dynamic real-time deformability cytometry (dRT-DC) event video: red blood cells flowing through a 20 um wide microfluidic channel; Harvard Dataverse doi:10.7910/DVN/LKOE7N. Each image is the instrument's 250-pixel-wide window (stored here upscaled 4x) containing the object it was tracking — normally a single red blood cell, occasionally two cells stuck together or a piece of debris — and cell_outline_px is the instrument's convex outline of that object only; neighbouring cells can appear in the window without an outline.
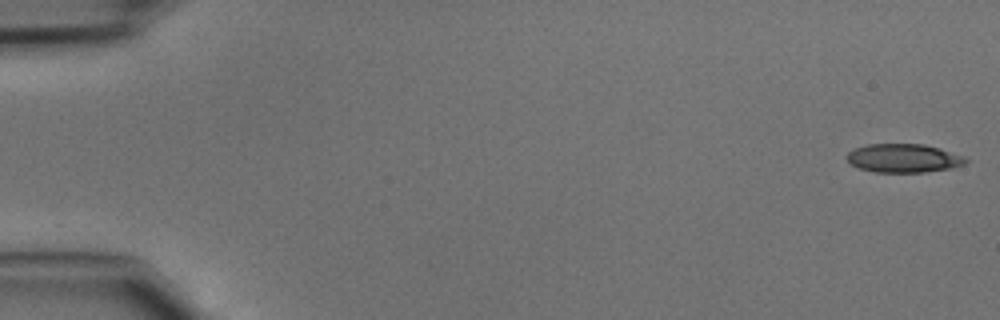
{"species": "common noctule bat (a hibernating species)", "species_latin": "Nyctalus noctula", "temperature_condition": "cold", "stored_images_in_passage": 46, "camera_frame_rate_fps": 3000, "um_per_image_px": 0.085, "animal": {"sex": "male", "body_mass_g": 15.6}, "frame": {"image": 1, "passage_image": 1, "time_ms": 0.0, "image_size_px": [1000, 320], "cell_outline_px": [[968, 160], [964, 164], [952, 168], [924, 172], [872, 172], [860, 168], [852, 164], [848, 160], [848, 152], [852, 148], [868, 144], [924, 144], [964, 156]], "centroid_in_image_um": [76.79, 13.44], "position_along_channel_um": 8.2, "area_um2": 19.71}}
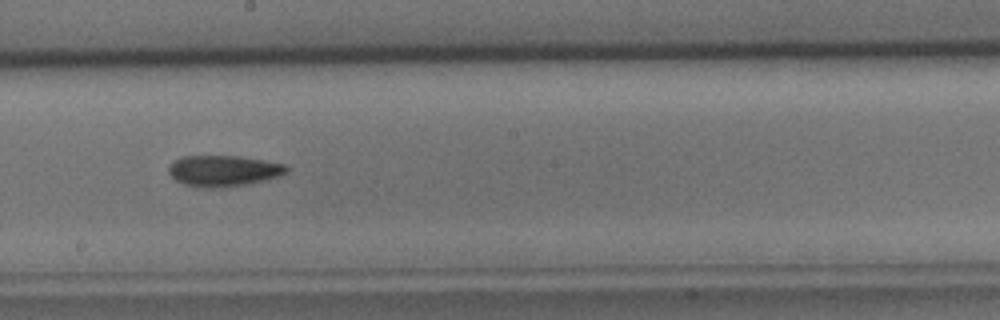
{"frame": {"image": 2, "passage_image": 26, "time_ms": 8.333, "image_size_px": [1000, 320], "cell_outline_px": [[288, 172], [280, 176], [248, 184], [212, 188], [204, 188], [184, 184], [176, 180], [168, 172], [168, 168], [172, 160], [184, 156], [240, 156], [264, 160], [284, 164], [288, 168]], "centroid_in_image_um": [18.98, 14.51], "position_along_channel_um": 229.2, "area_um2": 21.33}}
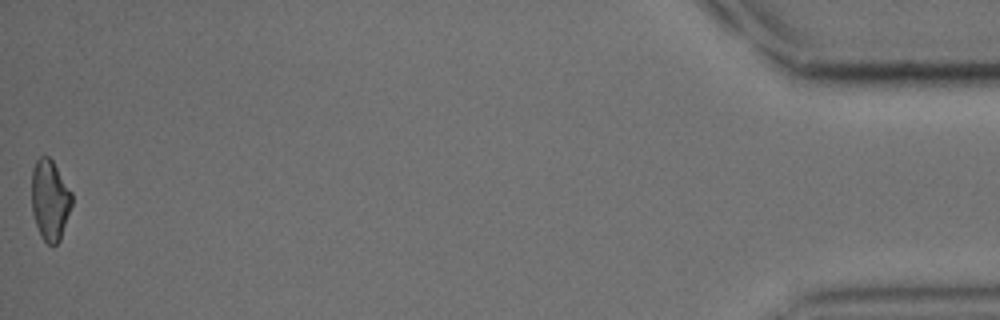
{"frame": {"image": 3, "passage_image": 46, "time_ms": 15.0, "image_size_px": [1000, 320], "cell_outline_px": [[72, 204], [60, 240], [52, 248], [40, 236], [32, 212], [32, 168], [36, 160], [40, 156], [48, 156], [52, 160], [72, 192]], "centroid_in_image_um": [4.24, 17.01], "position_along_channel_um": 431.0, "area_um2": 18.96}}